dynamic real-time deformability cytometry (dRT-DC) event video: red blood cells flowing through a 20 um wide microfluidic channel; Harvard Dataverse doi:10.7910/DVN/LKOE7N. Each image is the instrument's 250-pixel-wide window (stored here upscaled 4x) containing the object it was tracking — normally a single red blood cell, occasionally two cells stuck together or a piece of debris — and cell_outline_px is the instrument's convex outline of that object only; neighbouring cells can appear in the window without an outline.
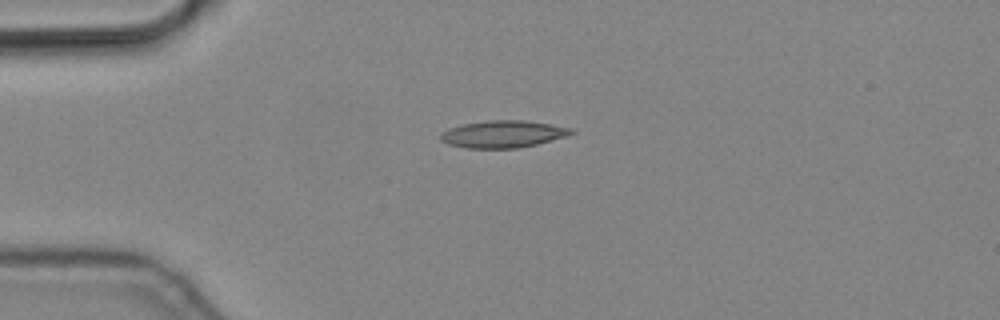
{"species": "common noctule bat (a hibernating species)", "species_latin": "Nyctalus noctula", "temperature_condition": "cold", "stored_images_in_passage": 1, "camera_frame_rate_fps": 3000, "um_per_image_px": 0.085, "animal": {"sex": "male", "body_mass_g": 19.2, "forearm_length_mm": 51.8}, "frame": {"image": 1, "passage_image": 1, "time_ms": 0.0, "image_size_px": [1000, 320], "cell_outline_px": [[576, 132], [564, 136], [536, 144], [520, 148], [468, 148], [448, 144], [440, 140], [440, 132], [448, 128], [460, 124], [488, 120], [524, 120], [572, 128]], "centroid_in_image_um": [42.69, 11.39], "position_along_channel_um": 42.3, "area_um2": 20.63}}